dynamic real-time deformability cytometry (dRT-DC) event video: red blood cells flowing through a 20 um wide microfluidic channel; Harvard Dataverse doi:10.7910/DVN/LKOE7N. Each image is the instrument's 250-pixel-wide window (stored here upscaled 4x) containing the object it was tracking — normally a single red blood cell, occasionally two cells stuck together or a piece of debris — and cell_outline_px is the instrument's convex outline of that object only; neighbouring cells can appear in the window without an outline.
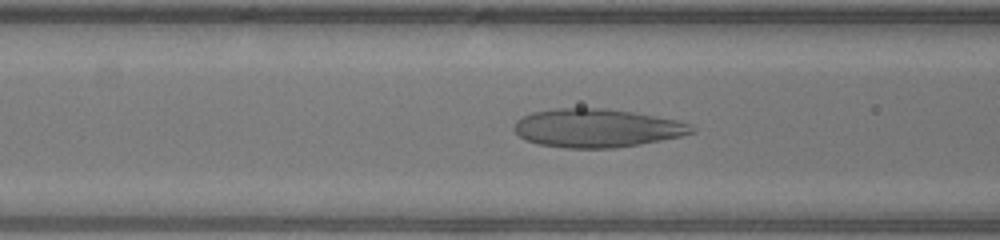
{"species": "human", "species_latin": "Homo sapiens", "temperature_condition": "warm", "stored_images_in_passage": 47, "camera_frame_rate_fps": 3000, "um_per_image_px": 0.085, "donor": {"sex": "male"}, "frame": {"image": 1, "passage_image": 17, "time_ms": 5.333, "image_size_px": [1000, 240], "cell_outline_px": [[696, 132], [680, 136], [660, 140], [616, 148], [564, 148], [540, 144], [524, 140], [512, 128], [516, 120], [532, 112], [556, 108], [604, 108], [632, 112], [676, 120], [692, 124], [696, 128]], "centroid_in_image_um": [50.72, 10.89], "position_along_channel_um": 115.9, "area_um2": 39.77}}
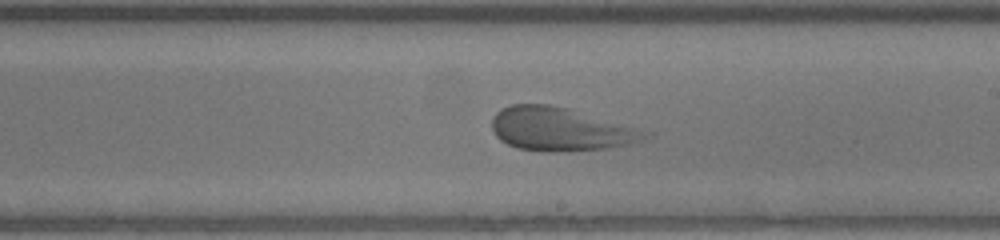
{"frame": {"image": 2, "passage_image": 26, "time_ms": 8.333, "image_size_px": [1000, 240], "cell_outline_px": [[656, 132], [644, 140], [632, 144], [608, 148], [568, 152], [544, 152], [516, 148], [500, 140], [496, 136], [492, 128], [492, 120], [496, 112], [500, 108], [512, 104], [548, 104], [568, 108]], "centroid_in_image_um": [47.7, 10.99], "position_along_channel_um": 241.3, "area_um2": 39.54}}
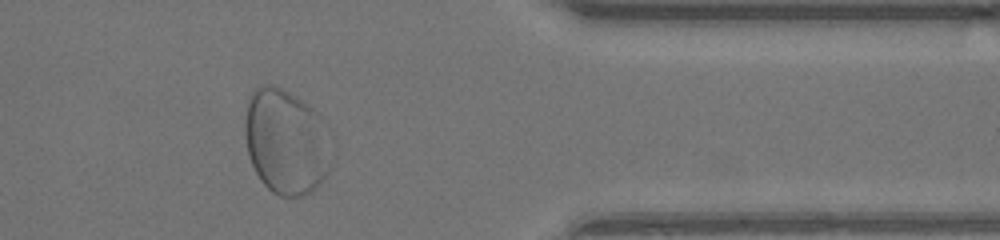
{"frame": {"image": 3, "passage_image": 38, "time_ms": 12.333, "image_size_px": [1000, 240], "cell_outline_px": [[328, 172], [324, 180], [312, 192], [304, 196], [280, 196], [272, 192], [260, 180], [252, 164], [248, 152], [244, 132], [244, 116], [248, 100], [252, 92], [260, 84], [276, 84], [308, 104], [312, 108]], "centroid_in_image_um": [24.12, 12.05], "position_along_channel_um": 387.3, "area_um2": 50.69}}